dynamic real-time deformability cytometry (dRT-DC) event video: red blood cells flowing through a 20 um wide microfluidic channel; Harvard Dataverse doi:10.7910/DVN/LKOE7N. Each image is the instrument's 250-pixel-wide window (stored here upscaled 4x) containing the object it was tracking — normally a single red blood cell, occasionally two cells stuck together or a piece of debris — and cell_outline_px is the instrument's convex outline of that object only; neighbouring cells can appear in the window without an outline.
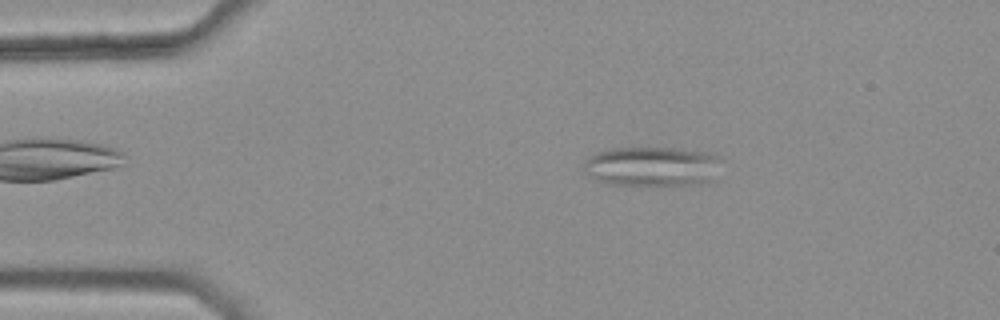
{"species": "common noctule bat (a hibernating species)", "species_latin": "Nyctalus noctula", "temperature_condition": "warm", "stored_images_in_passage": 18, "camera_frame_rate_fps": 3000, "um_per_image_px": 0.085, "animal": {"sex": "female", "body_mass_g": 25.1}, "frame": {"image": 1, "passage_image": 2, "time_ms": 0.333, "image_size_px": [1000, 320], "cell_outline_px": [[720, 160], [712, 180], [700, 184], [604, 184], [596, 180], [584, 172], [584, 160], [588, 156], [596, 152], [612, 148], [680, 148], [704, 152], [720, 156]], "centroid_in_image_um": [55.37, 14.13], "position_along_channel_um": 29.6, "area_um2": 31.67}}
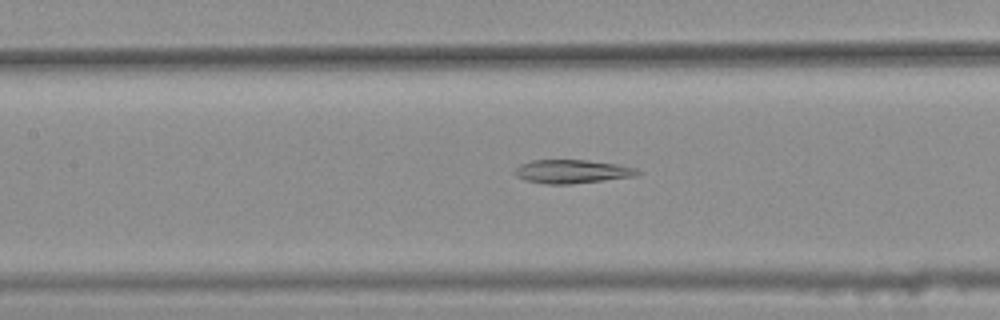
{"frame": {"image": 2, "passage_image": 16, "time_ms": 5.0, "image_size_px": [1000, 320], "cell_outline_px": [[644, 172], [636, 176], [572, 184], [548, 184], [524, 180], [516, 176], [512, 172], [520, 164], [532, 160], [588, 160], [616, 164], [636, 168]], "centroid_in_image_um": [48.63, 14.58], "position_along_channel_um": 158.8, "area_um2": 16.99}}